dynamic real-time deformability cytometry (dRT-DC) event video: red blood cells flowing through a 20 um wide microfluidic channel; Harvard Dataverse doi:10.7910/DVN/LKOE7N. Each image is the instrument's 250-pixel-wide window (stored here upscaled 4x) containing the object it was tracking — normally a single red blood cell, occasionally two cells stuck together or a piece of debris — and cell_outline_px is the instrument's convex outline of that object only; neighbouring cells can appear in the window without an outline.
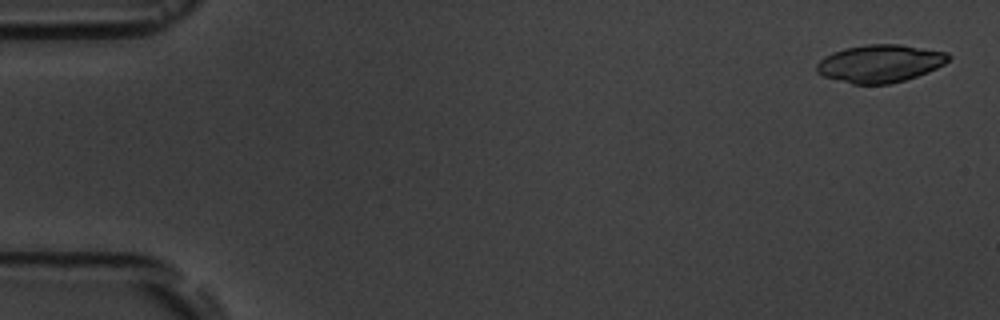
{"species": "common noctule bat (a hibernating species)", "species_latin": "Nyctalus noctula", "temperature_condition": "room temperature", "stored_images_in_passage": 4, "camera_frame_rate_fps": 3000, "um_per_image_px": 0.085, "animal": {"sex": "male", "body_mass_g": 19.5, "forearm_length_mm": 54.6}, "frame": {"image": 1, "passage_image": 1, "time_ms": 0.0, "image_size_px": [1000, 320], "cell_outline_px": [[952, 56], [944, 64], [928, 72], [904, 80], [888, 84], [852, 84], [824, 76], [816, 72], [816, 64], [824, 56], [832, 52], [848, 48], [868, 44], [900, 44], [948, 52]], "centroid_in_image_um": [74.81, 5.39], "position_along_channel_um": 10.2, "area_um2": 28.9}}